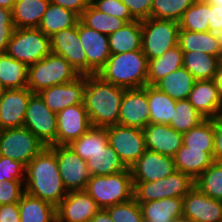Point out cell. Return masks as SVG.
Instances as JSON below:
<instances>
[{"mask_svg":"<svg viewBox=\"0 0 222 222\" xmlns=\"http://www.w3.org/2000/svg\"><path fill=\"white\" fill-rule=\"evenodd\" d=\"M25 192L57 207L68 194L59 173L56 153L45 147L27 165Z\"/></svg>","mask_w":222,"mask_h":222,"instance_id":"obj_1","label":"cell"},{"mask_svg":"<svg viewBox=\"0 0 222 222\" xmlns=\"http://www.w3.org/2000/svg\"><path fill=\"white\" fill-rule=\"evenodd\" d=\"M125 88L103 81L98 75H85L83 104L93 127L118 124Z\"/></svg>","mask_w":222,"mask_h":222,"instance_id":"obj_2","label":"cell"},{"mask_svg":"<svg viewBox=\"0 0 222 222\" xmlns=\"http://www.w3.org/2000/svg\"><path fill=\"white\" fill-rule=\"evenodd\" d=\"M148 59L142 50L111 54L97 75L105 82L131 89L147 85Z\"/></svg>","mask_w":222,"mask_h":222,"instance_id":"obj_3","label":"cell"},{"mask_svg":"<svg viewBox=\"0 0 222 222\" xmlns=\"http://www.w3.org/2000/svg\"><path fill=\"white\" fill-rule=\"evenodd\" d=\"M85 191L100 209L123 203L134 198V184L130 170L111 175L90 176Z\"/></svg>","mask_w":222,"mask_h":222,"instance_id":"obj_4","label":"cell"},{"mask_svg":"<svg viewBox=\"0 0 222 222\" xmlns=\"http://www.w3.org/2000/svg\"><path fill=\"white\" fill-rule=\"evenodd\" d=\"M81 75L62 56L50 53L28 67L27 87L33 93L59 84L75 81Z\"/></svg>","mask_w":222,"mask_h":222,"instance_id":"obj_5","label":"cell"},{"mask_svg":"<svg viewBox=\"0 0 222 222\" xmlns=\"http://www.w3.org/2000/svg\"><path fill=\"white\" fill-rule=\"evenodd\" d=\"M6 53L30 67L51 53L50 37L39 28H15Z\"/></svg>","mask_w":222,"mask_h":222,"instance_id":"obj_6","label":"cell"},{"mask_svg":"<svg viewBox=\"0 0 222 222\" xmlns=\"http://www.w3.org/2000/svg\"><path fill=\"white\" fill-rule=\"evenodd\" d=\"M141 50L148 60L162 56L178 45L179 22L150 17L141 21Z\"/></svg>","mask_w":222,"mask_h":222,"instance_id":"obj_7","label":"cell"},{"mask_svg":"<svg viewBox=\"0 0 222 222\" xmlns=\"http://www.w3.org/2000/svg\"><path fill=\"white\" fill-rule=\"evenodd\" d=\"M194 180L188 175L175 171L171 175L151 182H133L134 198L145 203L163 198H183L193 187Z\"/></svg>","mask_w":222,"mask_h":222,"instance_id":"obj_8","label":"cell"},{"mask_svg":"<svg viewBox=\"0 0 222 222\" xmlns=\"http://www.w3.org/2000/svg\"><path fill=\"white\" fill-rule=\"evenodd\" d=\"M46 146L28 128L0 130V156L26 165Z\"/></svg>","mask_w":222,"mask_h":222,"instance_id":"obj_9","label":"cell"},{"mask_svg":"<svg viewBox=\"0 0 222 222\" xmlns=\"http://www.w3.org/2000/svg\"><path fill=\"white\" fill-rule=\"evenodd\" d=\"M57 114L52 112L38 93L27 105L23 127L28 128L46 146L56 145Z\"/></svg>","mask_w":222,"mask_h":222,"instance_id":"obj_10","label":"cell"},{"mask_svg":"<svg viewBox=\"0 0 222 222\" xmlns=\"http://www.w3.org/2000/svg\"><path fill=\"white\" fill-rule=\"evenodd\" d=\"M108 143L130 168L147 150L143 130L119 124L106 127Z\"/></svg>","mask_w":222,"mask_h":222,"instance_id":"obj_11","label":"cell"},{"mask_svg":"<svg viewBox=\"0 0 222 222\" xmlns=\"http://www.w3.org/2000/svg\"><path fill=\"white\" fill-rule=\"evenodd\" d=\"M50 148L56 153L59 173L67 192L85 190L90 179L87 161L81 159L69 145Z\"/></svg>","mask_w":222,"mask_h":222,"instance_id":"obj_12","label":"cell"},{"mask_svg":"<svg viewBox=\"0 0 222 222\" xmlns=\"http://www.w3.org/2000/svg\"><path fill=\"white\" fill-rule=\"evenodd\" d=\"M51 52L64 57L80 75H87V59L78 35V23L50 36Z\"/></svg>","mask_w":222,"mask_h":222,"instance_id":"obj_13","label":"cell"},{"mask_svg":"<svg viewBox=\"0 0 222 222\" xmlns=\"http://www.w3.org/2000/svg\"><path fill=\"white\" fill-rule=\"evenodd\" d=\"M78 35L87 59V75H97L111 55L108 35L87 27L80 20Z\"/></svg>","mask_w":222,"mask_h":222,"instance_id":"obj_14","label":"cell"},{"mask_svg":"<svg viewBox=\"0 0 222 222\" xmlns=\"http://www.w3.org/2000/svg\"><path fill=\"white\" fill-rule=\"evenodd\" d=\"M149 117L147 85L126 89L120 105L118 124L144 129L149 124Z\"/></svg>","mask_w":222,"mask_h":222,"instance_id":"obj_15","label":"cell"},{"mask_svg":"<svg viewBox=\"0 0 222 222\" xmlns=\"http://www.w3.org/2000/svg\"><path fill=\"white\" fill-rule=\"evenodd\" d=\"M56 145H69L91 127L84 104L71 105L57 113Z\"/></svg>","mask_w":222,"mask_h":222,"instance_id":"obj_16","label":"cell"},{"mask_svg":"<svg viewBox=\"0 0 222 222\" xmlns=\"http://www.w3.org/2000/svg\"><path fill=\"white\" fill-rule=\"evenodd\" d=\"M129 169L133 182L160 180L176 171L173 157L148 149Z\"/></svg>","mask_w":222,"mask_h":222,"instance_id":"obj_17","label":"cell"},{"mask_svg":"<svg viewBox=\"0 0 222 222\" xmlns=\"http://www.w3.org/2000/svg\"><path fill=\"white\" fill-rule=\"evenodd\" d=\"M99 210L85 190L71 191L56 207L57 222H89Z\"/></svg>","mask_w":222,"mask_h":222,"instance_id":"obj_18","label":"cell"},{"mask_svg":"<svg viewBox=\"0 0 222 222\" xmlns=\"http://www.w3.org/2000/svg\"><path fill=\"white\" fill-rule=\"evenodd\" d=\"M33 94L28 87L5 90L0 96V130L23 127L28 101Z\"/></svg>","mask_w":222,"mask_h":222,"instance_id":"obj_19","label":"cell"},{"mask_svg":"<svg viewBox=\"0 0 222 222\" xmlns=\"http://www.w3.org/2000/svg\"><path fill=\"white\" fill-rule=\"evenodd\" d=\"M183 216L193 222H222V201L210 198L194 186L183 197Z\"/></svg>","mask_w":222,"mask_h":222,"instance_id":"obj_20","label":"cell"},{"mask_svg":"<svg viewBox=\"0 0 222 222\" xmlns=\"http://www.w3.org/2000/svg\"><path fill=\"white\" fill-rule=\"evenodd\" d=\"M85 75L75 81L55 85L41 90L38 94L54 113H58L71 105L83 104Z\"/></svg>","mask_w":222,"mask_h":222,"instance_id":"obj_21","label":"cell"},{"mask_svg":"<svg viewBox=\"0 0 222 222\" xmlns=\"http://www.w3.org/2000/svg\"><path fill=\"white\" fill-rule=\"evenodd\" d=\"M142 130L148 150L174 157L183 145V133L169 125L149 123Z\"/></svg>","mask_w":222,"mask_h":222,"instance_id":"obj_22","label":"cell"},{"mask_svg":"<svg viewBox=\"0 0 222 222\" xmlns=\"http://www.w3.org/2000/svg\"><path fill=\"white\" fill-rule=\"evenodd\" d=\"M188 100L205 119H215L221 114L222 96L214 79L195 81Z\"/></svg>","mask_w":222,"mask_h":222,"instance_id":"obj_23","label":"cell"},{"mask_svg":"<svg viewBox=\"0 0 222 222\" xmlns=\"http://www.w3.org/2000/svg\"><path fill=\"white\" fill-rule=\"evenodd\" d=\"M213 153L182 145L173 157L176 171L188 174L195 181L214 162Z\"/></svg>","mask_w":222,"mask_h":222,"instance_id":"obj_24","label":"cell"},{"mask_svg":"<svg viewBox=\"0 0 222 222\" xmlns=\"http://www.w3.org/2000/svg\"><path fill=\"white\" fill-rule=\"evenodd\" d=\"M144 222H173L183 216V198L168 197L139 203Z\"/></svg>","mask_w":222,"mask_h":222,"instance_id":"obj_25","label":"cell"},{"mask_svg":"<svg viewBox=\"0 0 222 222\" xmlns=\"http://www.w3.org/2000/svg\"><path fill=\"white\" fill-rule=\"evenodd\" d=\"M49 3V0H15L12 9L14 27L38 28Z\"/></svg>","mask_w":222,"mask_h":222,"instance_id":"obj_26","label":"cell"},{"mask_svg":"<svg viewBox=\"0 0 222 222\" xmlns=\"http://www.w3.org/2000/svg\"><path fill=\"white\" fill-rule=\"evenodd\" d=\"M111 54H120L141 50L142 28L141 21L134 20L108 36Z\"/></svg>","mask_w":222,"mask_h":222,"instance_id":"obj_27","label":"cell"},{"mask_svg":"<svg viewBox=\"0 0 222 222\" xmlns=\"http://www.w3.org/2000/svg\"><path fill=\"white\" fill-rule=\"evenodd\" d=\"M20 222H57L56 207L24 192L18 202Z\"/></svg>","mask_w":222,"mask_h":222,"instance_id":"obj_28","label":"cell"},{"mask_svg":"<svg viewBox=\"0 0 222 222\" xmlns=\"http://www.w3.org/2000/svg\"><path fill=\"white\" fill-rule=\"evenodd\" d=\"M195 79L184 67L161 78L154 86L174 100H185L193 89Z\"/></svg>","mask_w":222,"mask_h":222,"instance_id":"obj_29","label":"cell"},{"mask_svg":"<svg viewBox=\"0 0 222 222\" xmlns=\"http://www.w3.org/2000/svg\"><path fill=\"white\" fill-rule=\"evenodd\" d=\"M79 19L80 16L74 11L50 2L38 28L50 37L56 32L75 26Z\"/></svg>","mask_w":222,"mask_h":222,"instance_id":"obj_30","label":"cell"},{"mask_svg":"<svg viewBox=\"0 0 222 222\" xmlns=\"http://www.w3.org/2000/svg\"><path fill=\"white\" fill-rule=\"evenodd\" d=\"M178 46L183 52L200 51L213 55L219 59L222 57V49L215 37L209 31L192 32L179 30Z\"/></svg>","mask_w":222,"mask_h":222,"instance_id":"obj_31","label":"cell"},{"mask_svg":"<svg viewBox=\"0 0 222 222\" xmlns=\"http://www.w3.org/2000/svg\"><path fill=\"white\" fill-rule=\"evenodd\" d=\"M183 67V51L178 45L162 56L148 60L147 85H155L167 74Z\"/></svg>","mask_w":222,"mask_h":222,"instance_id":"obj_32","label":"cell"},{"mask_svg":"<svg viewBox=\"0 0 222 222\" xmlns=\"http://www.w3.org/2000/svg\"><path fill=\"white\" fill-rule=\"evenodd\" d=\"M147 100L150 109L149 123L169 125L174 114L176 100L154 85H147Z\"/></svg>","mask_w":222,"mask_h":222,"instance_id":"obj_33","label":"cell"},{"mask_svg":"<svg viewBox=\"0 0 222 222\" xmlns=\"http://www.w3.org/2000/svg\"><path fill=\"white\" fill-rule=\"evenodd\" d=\"M219 58L200 51L183 52V67L197 80L215 78Z\"/></svg>","mask_w":222,"mask_h":222,"instance_id":"obj_34","label":"cell"},{"mask_svg":"<svg viewBox=\"0 0 222 222\" xmlns=\"http://www.w3.org/2000/svg\"><path fill=\"white\" fill-rule=\"evenodd\" d=\"M90 176L111 175L127 168L109 143L87 160Z\"/></svg>","mask_w":222,"mask_h":222,"instance_id":"obj_35","label":"cell"},{"mask_svg":"<svg viewBox=\"0 0 222 222\" xmlns=\"http://www.w3.org/2000/svg\"><path fill=\"white\" fill-rule=\"evenodd\" d=\"M108 143L107 129L105 127H91L78 139L73 140L69 146L83 160L100 151Z\"/></svg>","mask_w":222,"mask_h":222,"instance_id":"obj_36","label":"cell"},{"mask_svg":"<svg viewBox=\"0 0 222 222\" xmlns=\"http://www.w3.org/2000/svg\"><path fill=\"white\" fill-rule=\"evenodd\" d=\"M0 80L6 89L27 87L28 67L7 53L0 55Z\"/></svg>","mask_w":222,"mask_h":222,"instance_id":"obj_37","label":"cell"},{"mask_svg":"<svg viewBox=\"0 0 222 222\" xmlns=\"http://www.w3.org/2000/svg\"><path fill=\"white\" fill-rule=\"evenodd\" d=\"M79 20L87 27L108 36L127 23L121 18L99 11L91 3L82 12Z\"/></svg>","mask_w":222,"mask_h":222,"instance_id":"obj_38","label":"cell"},{"mask_svg":"<svg viewBox=\"0 0 222 222\" xmlns=\"http://www.w3.org/2000/svg\"><path fill=\"white\" fill-rule=\"evenodd\" d=\"M182 143L190 149L214 152V119H205L195 128L183 133Z\"/></svg>","mask_w":222,"mask_h":222,"instance_id":"obj_39","label":"cell"},{"mask_svg":"<svg viewBox=\"0 0 222 222\" xmlns=\"http://www.w3.org/2000/svg\"><path fill=\"white\" fill-rule=\"evenodd\" d=\"M204 120L205 118L194 108L188 99L177 100L169 126L180 133H185L198 126Z\"/></svg>","mask_w":222,"mask_h":222,"instance_id":"obj_40","label":"cell"},{"mask_svg":"<svg viewBox=\"0 0 222 222\" xmlns=\"http://www.w3.org/2000/svg\"><path fill=\"white\" fill-rule=\"evenodd\" d=\"M209 3L195 0L194 3L184 12L180 21V30L192 32L209 31Z\"/></svg>","mask_w":222,"mask_h":222,"instance_id":"obj_41","label":"cell"},{"mask_svg":"<svg viewBox=\"0 0 222 222\" xmlns=\"http://www.w3.org/2000/svg\"><path fill=\"white\" fill-rule=\"evenodd\" d=\"M202 193L222 201V162L214 161L194 182Z\"/></svg>","mask_w":222,"mask_h":222,"instance_id":"obj_42","label":"cell"},{"mask_svg":"<svg viewBox=\"0 0 222 222\" xmlns=\"http://www.w3.org/2000/svg\"><path fill=\"white\" fill-rule=\"evenodd\" d=\"M195 0H153L151 17L179 22Z\"/></svg>","mask_w":222,"mask_h":222,"instance_id":"obj_43","label":"cell"},{"mask_svg":"<svg viewBox=\"0 0 222 222\" xmlns=\"http://www.w3.org/2000/svg\"><path fill=\"white\" fill-rule=\"evenodd\" d=\"M114 222H144L140 204L135 198L106 209Z\"/></svg>","mask_w":222,"mask_h":222,"instance_id":"obj_44","label":"cell"},{"mask_svg":"<svg viewBox=\"0 0 222 222\" xmlns=\"http://www.w3.org/2000/svg\"><path fill=\"white\" fill-rule=\"evenodd\" d=\"M90 3L99 11L121 18L127 23L136 20L121 0H91Z\"/></svg>","mask_w":222,"mask_h":222,"instance_id":"obj_45","label":"cell"},{"mask_svg":"<svg viewBox=\"0 0 222 222\" xmlns=\"http://www.w3.org/2000/svg\"><path fill=\"white\" fill-rule=\"evenodd\" d=\"M26 167L9 157L0 156V181H25Z\"/></svg>","mask_w":222,"mask_h":222,"instance_id":"obj_46","label":"cell"},{"mask_svg":"<svg viewBox=\"0 0 222 222\" xmlns=\"http://www.w3.org/2000/svg\"><path fill=\"white\" fill-rule=\"evenodd\" d=\"M24 182L25 181H0V205L19 202L25 192Z\"/></svg>","mask_w":222,"mask_h":222,"instance_id":"obj_47","label":"cell"},{"mask_svg":"<svg viewBox=\"0 0 222 222\" xmlns=\"http://www.w3.org/2000/svg\"><path fill=\"white\" fill-rule=\"evenodd\" d=\"M14 29L12 10L0 7V55L6 53Z\"/></svg>","mask_w":222,"mask_h":222,"instance_id":"obj_48","label":"cell"},{"mask_svg":"<svg viewBox=\"0 0 222 222\" xmlns=\"http://www.w3.org/2000/svg\"><path fill=\"white\" fill-rule=\"evenodd\" d=\"M136 20H145L151 17L153 0H121Z\"/></svg>","mask_w":222,"mask_h":222,"instance_id":"obj_49","label":"cell"},{"mask_svg":"<svg viewBox=\"0 0 222 222\" xmlns=\"http://www.w3.org/2000/svg\"><path fill=\"white\" fill-rule=\"evenodd\" d=\"M214 161L222 162V118L214 119Z\"/></svg>","mask_w":222,"mask_h":222,"instance_id":"obj_50","label":"cell"},{"mask_svg":"<svg viewBox=\"0 0 222 222\" xmlns=\"http://www.w3.org/2000/svg\"><path fill=\"white\" fill-rule=\"evenodd\" d=\"M0 222H20L18 202L0 205Z\"/></svg>","mask_w":222,"mask_h":222,"instance_id":"obj_51","label":"cell"},{"mask_svg":"<svg viewBox=\"0 0 222 222\" xmlns=\"http://www.w3.org/2000/svg\"><path fill=\"white\" fill-rule=\"evenodd\" d=\"M51 3L70 9L79 16L88 7L91 0H49Z\"/></svg>","mask_w":222,"mask_h":222,"instance_id":"obj_52","label":"cell"},{"mask_svg":"<svg viewBox=\"0 0 222 222\" xmlns=\"http://www.w3.org/2000/svg\"><path fill=\"white\" fill-rule=\"evenodd\" d=\"M208 25L210 29L222 30V6L210 5L209 4V18Z\"/></svg>","mask_w":222,"mask_h":222,"instance_id":"obj_53","label":"cell"},{"mask_svg":"<svg viewBox=\"0 0 222 222\" xmlns=\"http://www.w3.org/2000/svg\"><path fill=\"white\" fill-rule=\"evenodd\" d=\"M89 222H114L106 209H100Z\"/></svg>","mask_w":222,"mask_h":222,"instance_id":"obj_54","label":"cell"},{"mask_svg":"<svg viewBox=\"0 0 222 222\" xmlns=\"http://www.w3.org/2000/svg\"><path fill=\"white\" fill-rule=\"evenodd\" d=\"M214 81L217 85L220 95L222 96V57L219 59Z\"/></svg>","mask_w":222,"mask_h":222,"instance_id":"obj_55","label":"cell"},{"mask_svg":"<svg viewBox=\"0 0 222 222\" xmlns=\"http://www.w3.org/2000/svg\"><path fill=\"white\" fill-rule=\"evenodd\" d=\"M209 33L217 39L219 46L222 49V30H221V28L210 29Z\"/></svg>","mask_w":222,"mask_h":222,"instance_id":"obj_56","label":"cell"},{"mask_svg":"<svg viewBox=\"0 0 222 222\" xmlns=\"http://www.w3.org/2000/svg\"><path fill=\"white\" fill-rule=\"evenodd\" d=\"M15 0H0V7L12 10Z\"/></svg>","mask_w":222,"mask_h":222,"instance_id":"obj_57","label":"cell"},{"mask_svg":"<svg viewBox=\"0 0 222 222\" xmlns=\"http://www.w3.org/2000/svg\"><path fill=\"white\" fill-rule=\"evenodd\" d=\"M200 1L209 3L210 5L222 6V0H200Z\"/></svg>","mask_w":222,"mask_h":222,"instance_id":"obj_58","label":"cell"},{"mask_svg":"<svg viewBox=\"0 0 222 222\" xmlns=\"http://www.w3.org/2000/svg\"><path fill=\"white\" fill-rule=\"evenodd\" d=\"M173 222H193L191 219L181 216L179 218H176Z\"/></svg>","mask_w":222,"mask_h":222,"instance_id":"obj_59","label":"cell"},{"mask_svg":"<svg viewBox=\"0 0 222 222\" xmlns=\"http://www.w3.org/2000/svg\"><path fill=\"white\" fill-rule=\"evenodd\" d=\"M6 88L3 86L1 80H0V96L5 92Z\"/></svg>","mask_w":222,"mask_h":222,"instance_id":"obj_60","label":"cell"}]
</instances>
